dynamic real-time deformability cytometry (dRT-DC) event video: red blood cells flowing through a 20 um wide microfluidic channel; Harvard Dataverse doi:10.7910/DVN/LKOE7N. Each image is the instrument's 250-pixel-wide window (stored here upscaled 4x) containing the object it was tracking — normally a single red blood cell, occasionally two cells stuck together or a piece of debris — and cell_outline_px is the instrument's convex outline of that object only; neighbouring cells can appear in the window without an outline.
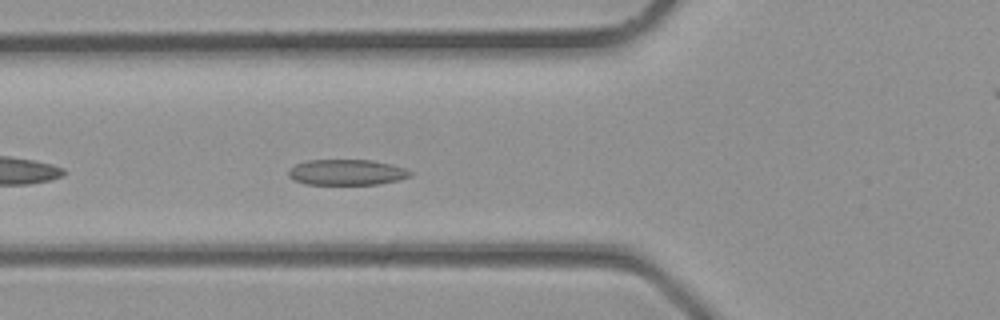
{"species": "common noctule bat (a hibernating species)", "species_latin": "Nyctalus noctula", "temperature_condition": "room temperature", "stored_images_in_passage": 34, "camera_frame_rate_fps": 3000, "um_per_image_px": 0.085, "animal": {"sex": "male", "body_mass_g": 23.1, "forearm_length_mm": 52.7}, "frame": {"image": 1, "passage_image": 11, "time_ms": 3.333, "image_size_px": [1000, 320], "cell_outline_px": [[412, 176], [396, 180], [376, 184], [304, 184], [292, 180], [288, 176], [288, 172], [296, 164], [308, 160], [372, 160], [392, 164], [404, 168], [412, 172]], "centroid_in_image_um": [29.45, 14.64], "position_along_channel_um": 96.3, "area_um2": 18.15}}
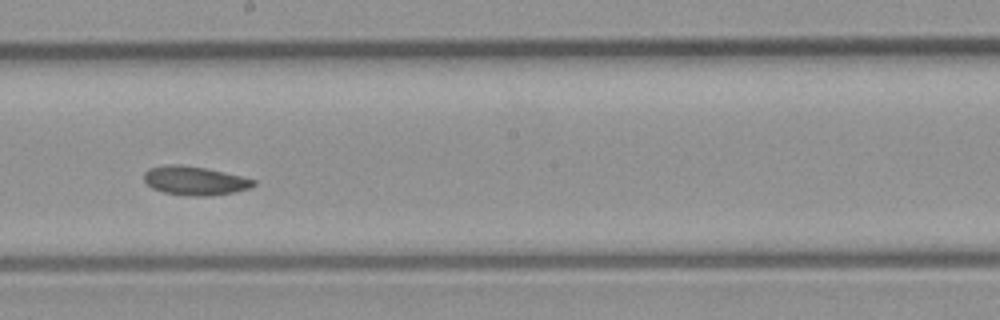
{"frame": {"image": 2, "passage_image": 18, "time_ms": 5.667, "image_size_px": [1000, 320], "cell_outline_px": [[256, 184], [248, 188], [232, 192], [208, 196], [196, 196], [164, 192], [152, 188], [144, 180], [144, 172], [148, 168], [168, 164], [180, 164], [208, 168], [256, 180]], "centroid_in_image_um": [16.53, 15.34], "position_along_channel_um": 231.7, "area_um2": 18.26}}
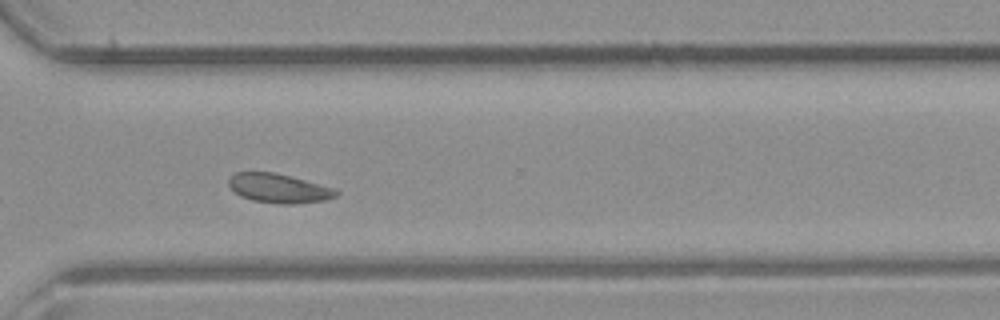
{"frame": {"image": 3, "passage_image": 24, "time_ms": 7.667, "image_size_px": [1000, 320], "cell_outline_px": [[340, 192], [336, 196], [324, 200], [292, 204], [280, 204], [252, 200], [240, 196], [228, 184], [228, 176], [236, 172], [272, 172], [336, 188]], "centroid_in_image_um": [23.68, 16.0], "position_along_channel_um": 346.9, "area_um2": 18.15}}